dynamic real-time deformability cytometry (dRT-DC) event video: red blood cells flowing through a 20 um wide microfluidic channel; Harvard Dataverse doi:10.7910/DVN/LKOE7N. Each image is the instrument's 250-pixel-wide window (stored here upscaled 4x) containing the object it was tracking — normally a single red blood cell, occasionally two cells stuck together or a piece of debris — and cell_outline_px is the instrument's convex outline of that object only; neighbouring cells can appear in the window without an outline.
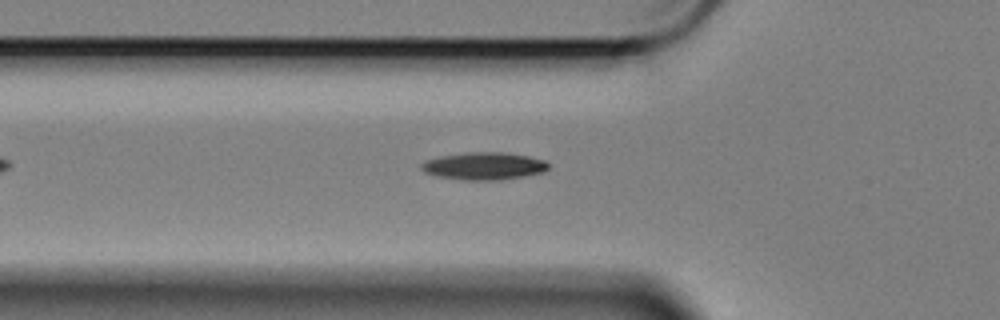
{"species": "Egyptian fruit bat (a non-hibernating species)", "species_latin": "Rousettus aegyptiacus", "temperature_condition": "cold", "stored_images_in_passage": 51, "camera_frame_rate_fps": 3000, "um_per_image_px": 0.085, "animal": {"sex": "female"}, "frame": {"image": 1, "passage_image": 11, "time_ms": 3.333, "image_size_px": [1000, 320], "cell_outline_px": [[548, 168], [544, 172], [524, 176], [500, 180], [464, 180], [440, 176], [424, 172], [420, 168], [420, 164], [428, 160], [440, 156], [468, 152], [504, 152], [528, 156], [544, 160], [548, 164]], "centroid_in_image_um": [41.15, 14.11], "position_along_channel_um": 84.7, "area_um2": 20.23}}
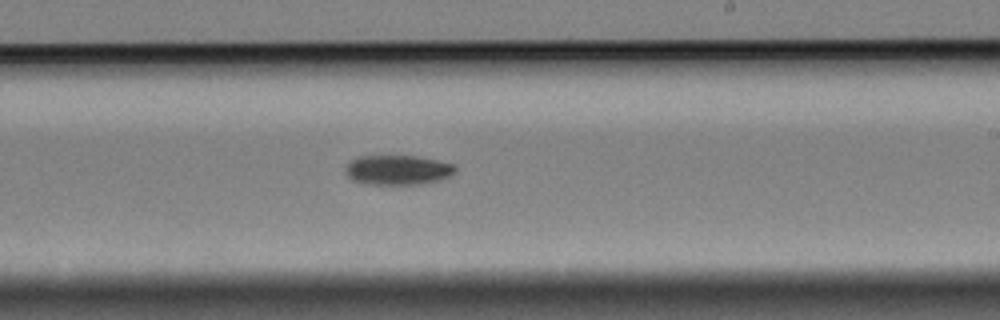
{"frame": {"image": 2, "passage_image": 26, "time_ms": 8.333, "image_size_px": [1000, 320], "cell_outline_px": [[456, 172], [448, 176], [436, 180], [420, 184], [368, 184], [352, 180], [348, 176], [348, 164], [352, 160], [360, 156], [416, 156], [456, 164]], "centroid_in_image_um": [33.85, 14.44], "position_along_channel_um": 255.1, "area_um2": 18.67}}
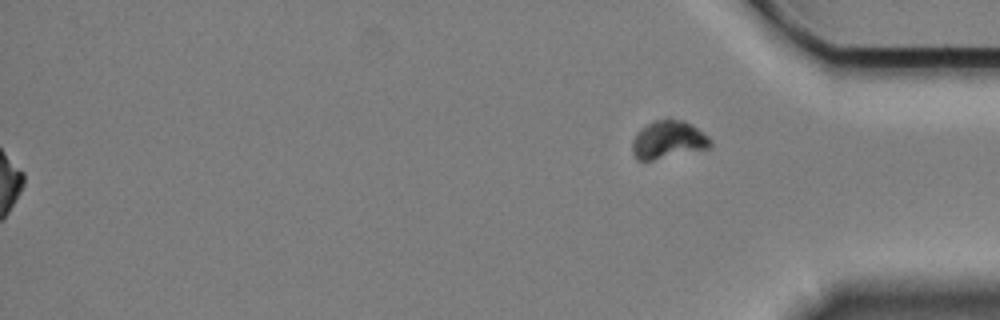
{"frame": {"image": 3, "passage_image": 51, "time_ms": 16.667, "image_size_px": [1000, 320], "cell_outline_px": [[712, 148], [652, 160], [636, 160], [632, 152], [632, 140], [636, 132], [640, 128], [656, 120], [668, 116], [684, 120], [692, 124], [704, 132], [712, 140]], "centroid_in_image_um": [56.82, 11.85], "position_along_channel_um": 378.4, "area_um2": 17.86}, "authors_computed_cell_mechanics": {"area_um2": 18.496, "velocity_mm_per_s": 3.3982, "shape_relaxation_time_tau1_ms": 4.2482, "shape_relaxation_time_tau2_ms": null, "deformation_change_tau1": 0.1006, "deformation_change_tau2": null}}